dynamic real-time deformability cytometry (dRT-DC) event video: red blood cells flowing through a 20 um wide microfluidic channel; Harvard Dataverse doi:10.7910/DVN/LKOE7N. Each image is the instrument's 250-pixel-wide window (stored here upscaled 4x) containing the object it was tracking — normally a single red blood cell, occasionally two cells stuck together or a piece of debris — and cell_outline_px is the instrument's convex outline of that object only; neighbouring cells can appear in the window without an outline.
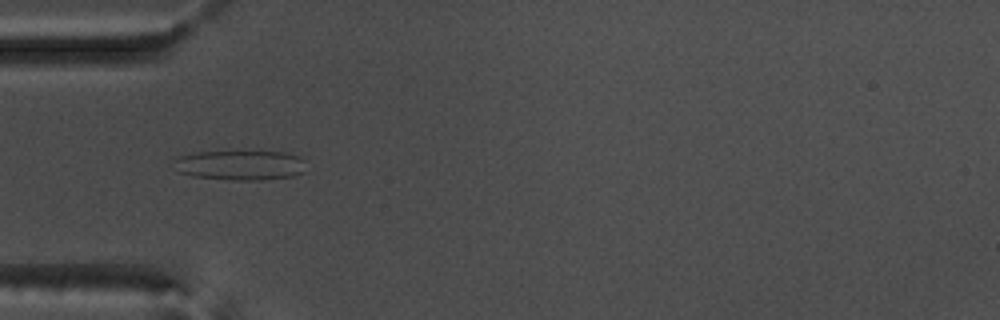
{"species": "common noctule bat (a hibernating species)", "species_latin": "Nyctalus noctula", "temperature_condition": "warm", "stored_images_in_passage": 50, "camera_frame_rate_fps": 3000, "um_per_image_px": 0.085, "animal": {"sex": "male", "body_mass_g": 17.5, "forearm_length_mm": 52.3}, "frame": {"image": 1, "passage_image": 13, "time_ms": 4.0, "image_size_px": [1000, 320], "cell_outline_px": [[304, 172], [292, 176], [264, 180], [232, 180], [192, 176], [180, 172], [176, 160], [180, 156], [192, 152], [284, 152], [300, 156], [304, 160]], "centroid_in_image_um": [20.49, 14.04], "position_along_channel_um": 64.5, "area_um2": 22.72}}
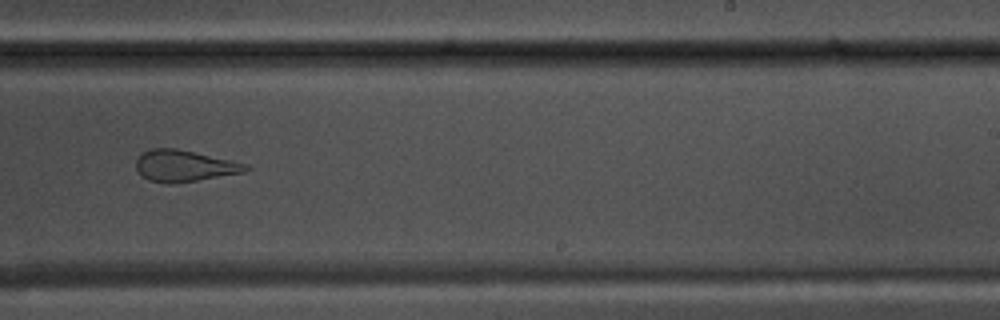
{"frame": {"image": 2, "passage_image": 30, "time_ms": 9.667, "image_size_px": [1000, 320], "cell_outline_px": [[252, 168], [248, 172], [176, 184], [168, 184], [148, 180], [140, 176], [136, 168], [136, 160], [144, 152], [152, 148], [176, 148], [232, 160], [248, 164]], "centroid_in_image_um": [15.71, 14.12], "position_along_channel_um": 273.3, "area_um2": 20.52}}
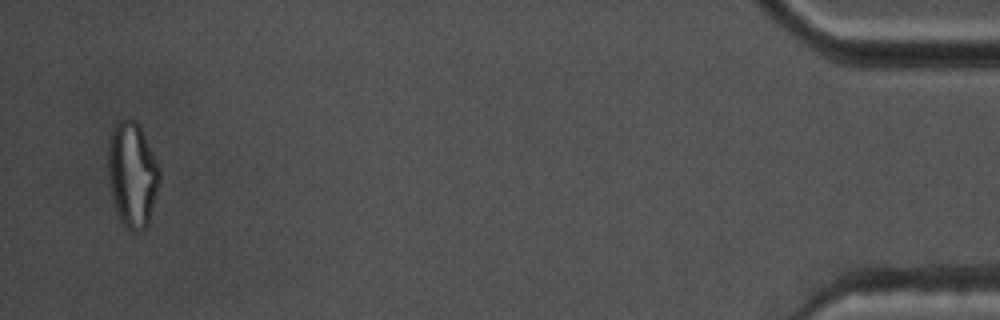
{"frame": {"image": 3, "passage_image": 49, "time_ms": 16.0, "image_size_px": [1000, 320], "cell_outline_px": [[160, 184], [148, 224], [144, 228], [136, 232], [132, 232], [120, 220], [116, 212], [112, 200], [108, 184], [108, 144], [112, 124], [120, 120], [136, 120], [140, 124], [160, 168]], "centroid_in_image_um": [11.24, 14.81], "position_along_channel_um": 424.0, "area_um2": 32.14}, "authors_computed_cell_mechanics": {"area_um2": 24.565, "velocity_mm_per_s": 3.7063, "shape_relaxation_time_tau1_ms": null, "shape_relaxation_time_tau2_ms": 1.7991, "deformation_change_tau1": null, "deformation_change_tau2": 0.117}}